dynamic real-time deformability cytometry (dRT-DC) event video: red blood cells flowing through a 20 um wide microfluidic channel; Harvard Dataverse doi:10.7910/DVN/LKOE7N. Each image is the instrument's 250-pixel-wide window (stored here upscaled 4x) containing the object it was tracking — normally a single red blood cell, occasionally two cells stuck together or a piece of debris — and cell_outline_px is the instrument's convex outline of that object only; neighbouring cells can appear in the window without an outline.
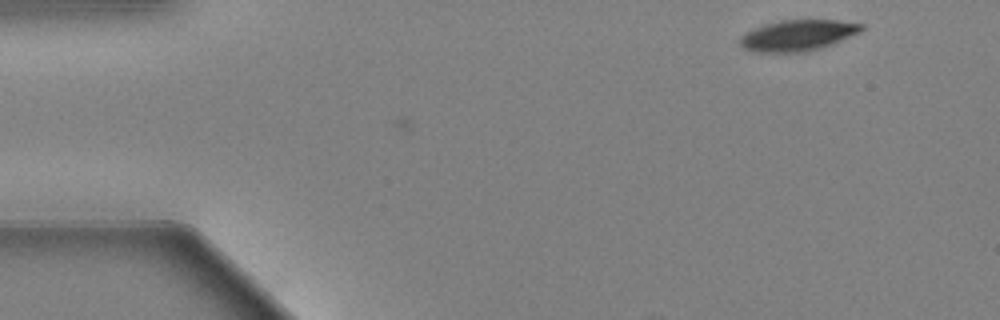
{"species": "Egyptian fruit bat (a non-hibernating species)", "species_latin": "Rousettus aegyptiacus", "temperature_condition": "warm", "stored_images_in_passage": 19, "camera_frame_rate_fps": 3000, "um_per_image_px": 0.085, "animal": {"sex": "female"}, "frame": {"image": 1, "passage_image": 19, "time_ms": 6.0, "image_size_px": [1000, 320], "cell_outline_px": [[864, 28], [860, 32], [832, 44], [820, 48], [804, 52], [756, 52], [744, 48], [740, 44], [740, 36], [764, 24], [780, 20], [836, 20], [864, 24]], "centroid_in_image_um": [67.83, 3.0], "position_along_channel_um": 17.2, "area_um2": 21.73}}